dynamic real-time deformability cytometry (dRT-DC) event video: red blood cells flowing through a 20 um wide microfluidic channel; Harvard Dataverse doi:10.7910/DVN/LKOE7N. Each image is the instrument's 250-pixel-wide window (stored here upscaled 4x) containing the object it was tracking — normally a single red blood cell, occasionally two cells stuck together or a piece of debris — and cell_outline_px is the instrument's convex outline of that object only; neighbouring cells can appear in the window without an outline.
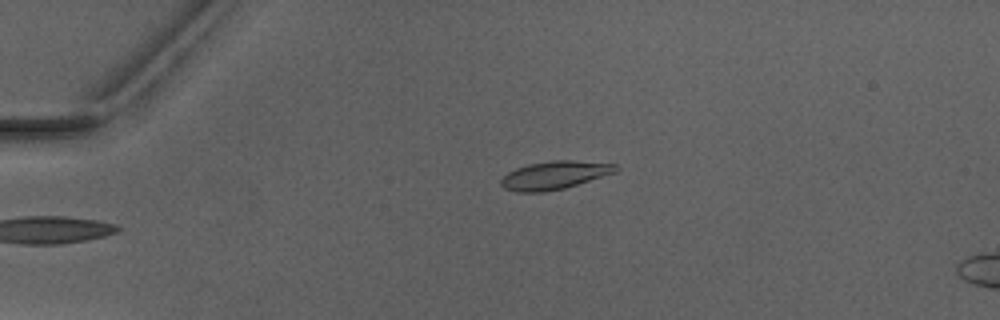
{"species": "Egyptian fruit bat (a non-hibernating species)", "species_latin": "Rousettus aegyptiacus", "temperature_condition": "warm", "stored_images_in_passage": 4, "camera_frame_rate_fps": 3000, "um_per_image_px": 0.085, "animal": {"sex": "male"}, "frame": {"image": 1, "passage_image": 4, "time_ms": 3.667, "image_size_px": [1000, 320], "cell_outline_px": [[616, 172], [564, 188], [544, 192], [516, 192], [504, 188], [500, 184], [500, 180], [508, 172], [516, 168], [528, 164], [552, 160], [568, 160], [616, 164]], "centroid_in_image_um": [47.08, 14.89], "position_along_channel_um": 37.9, "area_um2": 18.61}}